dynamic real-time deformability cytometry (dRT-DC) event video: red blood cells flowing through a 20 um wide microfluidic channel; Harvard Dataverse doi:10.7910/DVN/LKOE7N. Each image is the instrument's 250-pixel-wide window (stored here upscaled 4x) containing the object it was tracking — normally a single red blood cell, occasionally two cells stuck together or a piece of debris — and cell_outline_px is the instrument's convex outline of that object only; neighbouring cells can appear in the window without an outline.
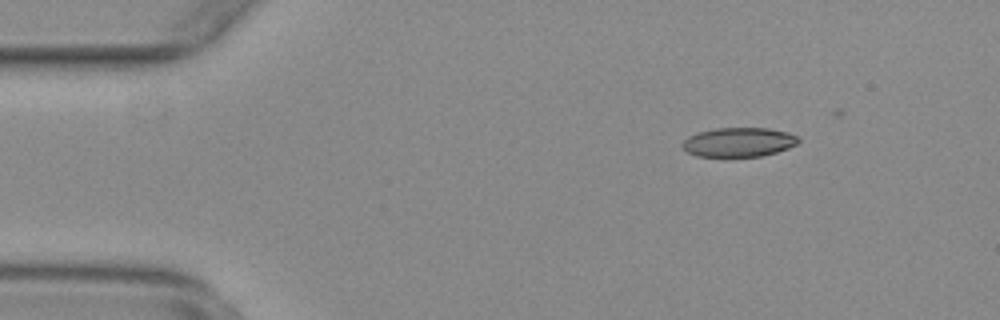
{"species": "common noctule bat (a hibernating species)", "species_latin": "Nyctalus noctula", "temperature_condition": "warm", "stored_images_in_passage": 45, "camera_frame_rate_fps": 3000, "um_per_image_px": 0.085, "animal": {"sex": "female", "body_mass_g": 29.2, "forearm_length_mm": 56.3}, "frame": {"image": 1, "passage_image": 2, "time_ms": 0.333, "image_size_px": [1000, 320], "cell_outline_px": [[800, 140], [796, 144], [788, 148], [764, 156], [696, 156], [688, 152], [680, 144], [688, 136], [700, 132], [716, 128], [768, 128], [788, 132], [796, 136]], "centroid_in_image_um": [62.79, 12.08], "position_along_channel_um": 22.2, "area_um2": 19.65}}
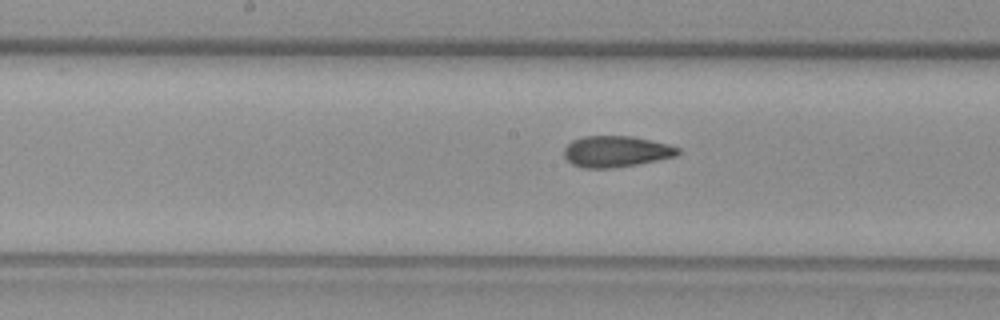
{"frame": {"image": 2, "passage_image": 22, "time_ms": 7.0, "image_size_px": [1000, 320], "cell_outline_px": [[680, 152], [676, 156], [636, 164], [612, 168], [584, 168], [572, 164], [564, 156], [564, 148], [572, 140], [584, 136], [632, 136], [652, 140], [668, 144], [680, 148]], "centroid_in_image_um": [52.36, 12.87], "position_along_channel_um": 195.8, "area_um2": 20.63}}
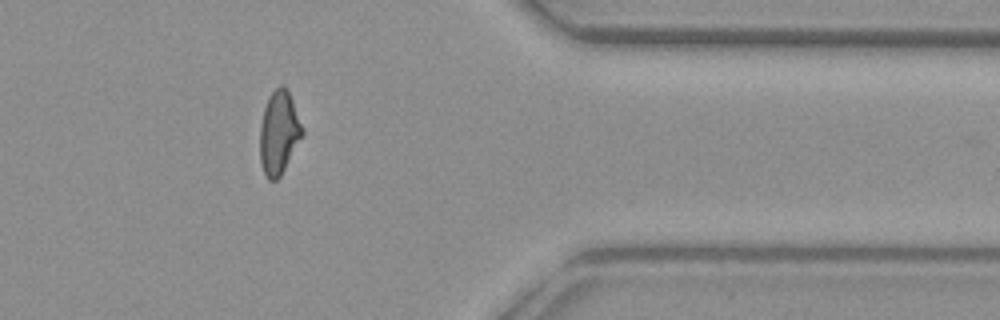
{"frame": {"image": 3, "passage_image": 39, "time_ms": 12.667, "image_size_px": [1000, 320], "cell_outline_px": [[304, 136], [280, 176], [276, 180], [268, 180], [260, 164], [260, 124], [264, 108], [268, 96], [280, 84], [288, 92], [292, 100], [304, 128]], "centroid_in_image_um": [23.72, 11.3], "position_along_channel_um": 387.7, "area_um2": 20.69}, "authors_computed_cell_mechanics": {"area_um2": 20.6924, "velocity_mm_per_s": 3.7615, "shape_relaxation_time_tau1_ms": null, "shape_relaxation_time_tau2_ms": 1.7149, "deformation_change_tau1": null, "deformation_change_tau2": 0.0854}}